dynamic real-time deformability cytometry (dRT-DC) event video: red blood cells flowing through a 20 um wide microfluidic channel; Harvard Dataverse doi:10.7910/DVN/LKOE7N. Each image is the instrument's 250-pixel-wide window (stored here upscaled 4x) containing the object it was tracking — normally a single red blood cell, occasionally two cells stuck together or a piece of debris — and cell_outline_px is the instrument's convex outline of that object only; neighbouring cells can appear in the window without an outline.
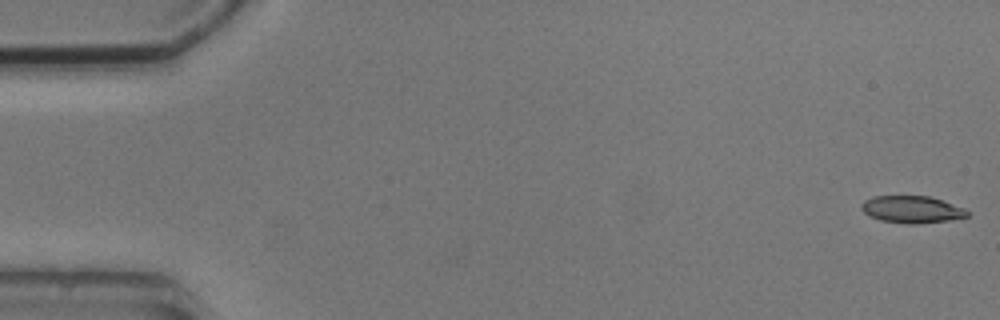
{"species": "common noctule bat (a hibernating species)", "species_latin": "Nyctalus noctula", "temperature_condition": "cold", "stored_images_in_passage": 5, "segment_of_instrument_passage": [1, 2], "camera_frame_rate_fps": 3000, "um_per_image_px": 0.085, "animal": {"sex": "male", "body_mass_g": 20.5, "forearm_length_mm": 52.5}, "frame": {"image": 1, "passage_image": 1, "time_ms": 0.0, "image_size_px": [1000, 320], "cell_outline_px": [[968, 216], [948, 220], [916, 224], [908, 224], [880, 220], [868, 216], [860, 208], [860, 204], [864, 200], [872, 196], [928, 196], [964, 208], [968, 212]], "centroid_in_image_um": [77.44, 17.8], "position_along_channel_um": 7.6, "area_um2": 16.65}}